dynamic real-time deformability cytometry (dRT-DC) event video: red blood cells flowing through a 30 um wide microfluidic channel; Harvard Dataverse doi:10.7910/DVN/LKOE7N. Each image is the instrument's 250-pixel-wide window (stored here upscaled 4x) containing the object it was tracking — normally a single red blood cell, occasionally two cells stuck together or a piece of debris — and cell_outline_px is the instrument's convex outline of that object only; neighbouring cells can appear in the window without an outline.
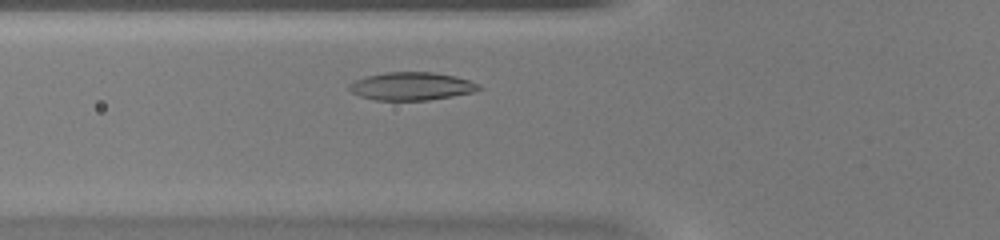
{"species": "common noctule bat (a hibernating species)", "species_latin": "Nyctalus noctula", "temperature_condition": "warm", "stored_images_in_passage": 29, "camera_frame_rate_fps": 3000, "um_per_image_px": 0.085, "animal": {"sex": "female", "body_mass_g": 20.0, "forearm_length_mm": 54.0}, "frame": {"image": 1, "passage_image": 6, "time_ms": 1.667, "image_size_px": [1000, 240], "cell_outline_px": [[484, 88], [472, 92], [452, 96], [428, 100], [376, 100], [360, 96], [352, 92], [348, 88], [348, 84], [356, 80], [368, 76], [384, 72], [432, 72], [456, 76], [480, 84]], "centroid_in_image_um": [35.0, 7.32], "position_along_channel_um": 90.8, "area_um2": 21.1}}
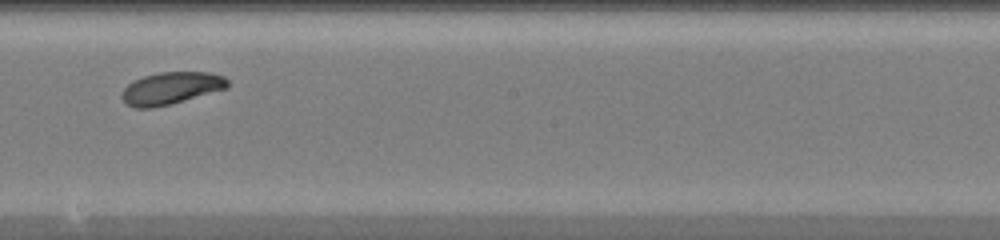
{"frame": {"image": 2, "passage_image": 16, "time_ms": 5.0, "image_size_px": [1000, 240], "cell_outline_px": [[228, 88], [184, 100], [152, 108], [132, 108], [120, 96], [124, 88], [128, 84], [144, 76], [160, 72], [208, 72], [224, 76], [228, 80]], "centroid_in_image_um": [14.54, 7.49], "position_along_channel_um": 233.7, "area_um2": 19.65}}
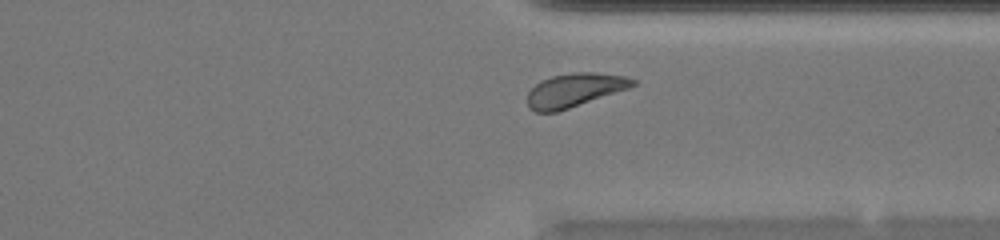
{"frame": {"image": 3, "passage_image": 25, "time_ms": 8.0, "image_size_px": [1000, 240], "cell_outline_px": [[636, 84], [628, 88], [556, 112], [536, 112], [528, 108], [528, 92], [540, 80], [552, 76], [572, 72], [592, 72], [624, 76], [636, 80]], "centroid_in_image_um": [48.8, 7.65], "position_along_channel_um": 362.6, "area_um2": 20.35}}